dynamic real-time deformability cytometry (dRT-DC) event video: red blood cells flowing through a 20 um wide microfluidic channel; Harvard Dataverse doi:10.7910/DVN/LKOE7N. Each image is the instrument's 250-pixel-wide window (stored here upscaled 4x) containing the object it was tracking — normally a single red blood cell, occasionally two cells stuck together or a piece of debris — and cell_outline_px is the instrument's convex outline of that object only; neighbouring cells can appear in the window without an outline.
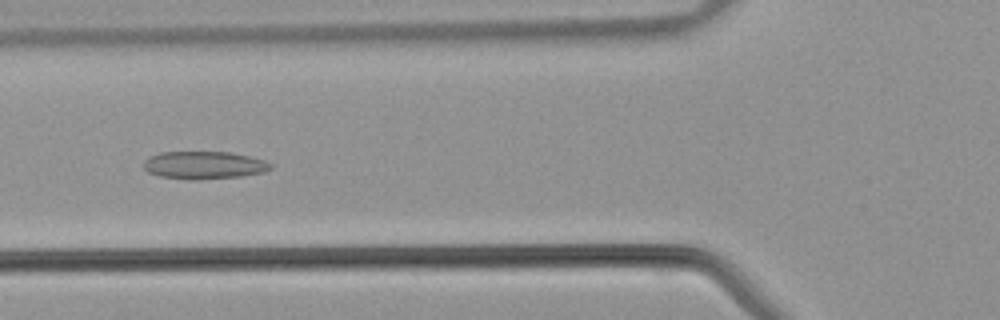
{"species": "common noctule bat (a hibernating species)", "species_latin": "Nyctalus noctula", "temperature_condition": "warm", "stored_images_in_passage": 29, "camera_frame_rate_fps": 3000, "um_per_image_px": 0.085, "animal": {"sex": "male", "body_mass_g": 21.5, "forearm_length_mm": 52.0}, "frame": {"image": 1, "passage_image": 3, "time_ms": 0.667, "image_size_px": [1000, 320], "cell_outline_px": [[272, 168], [264, 172], [240, 176], [200, 180], [192, 180], [160, 176], [148, 172], [144, 168], [144, 160], [160, 152], [228, 152], [248, 156], [264, 160], [272, 164]], "centroid_in_image_um": [17.35, 14.04], "position_along_channel_um": 108.5, "area_um2": 20.4}}
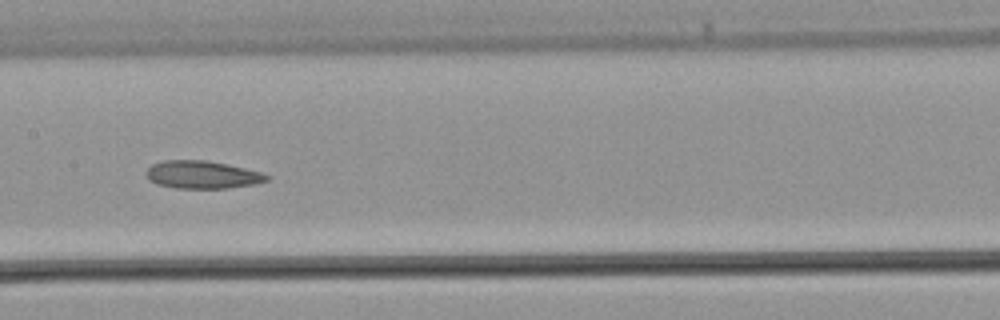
{"frame": {"image": 2, "passage_image": 8, "time_ms": 2.333, "image_size_px": [1000, 320], "cell_outline_px": [[272, 176], [268, 180], [256, 184], [228, 188], [176, 188], [156, 184], [148, 180], [148, 168], [152, 164], [164, 160], [204, 160], [228, 164], [264, 172]], "centroid_in_image_um": [17.26, 14.85], "position_along_channel_um": 190.1, "area_um2": 19.65}}
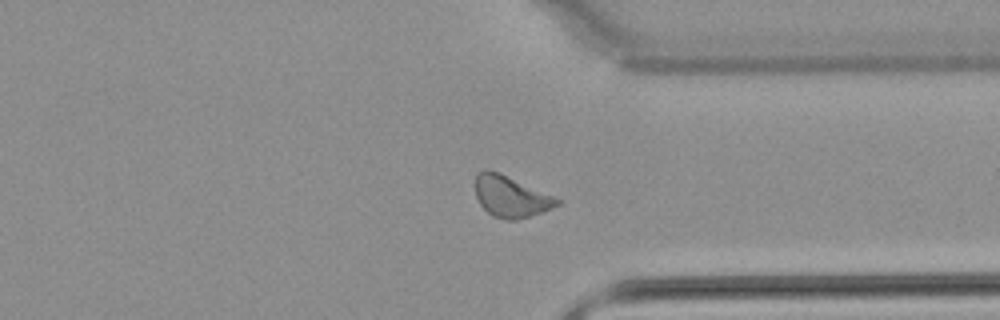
{"frame": {"image": 3, "passage_image": 19, "time_ms": 6.0, "image_size_px": [1000, 320], "cell_outline_px": [[560, 204], [552, 208], [516, 220], [504, 220], [492, 216], [480, 204], [476, 196], [476, 172], [484, 168], [488, 168], [500, 172], [552, 196], [560, 200]], "centroid_in_image_um": [43.36, 16.68], "position_along_channel_um": 368.0, "area_um2": 19.54}}